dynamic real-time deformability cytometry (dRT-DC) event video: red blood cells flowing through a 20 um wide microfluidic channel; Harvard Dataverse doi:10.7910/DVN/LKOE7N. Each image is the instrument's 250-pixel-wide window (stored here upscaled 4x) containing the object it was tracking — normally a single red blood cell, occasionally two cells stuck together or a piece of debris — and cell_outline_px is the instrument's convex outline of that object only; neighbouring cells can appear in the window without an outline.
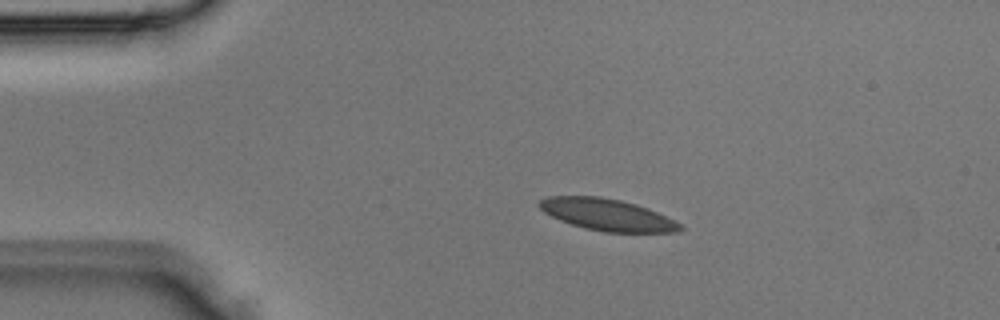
{"species": "Egyptian fruit bat (a non-hibernating species)", "species_latin": "Rousettus aegyptiacus", "temperature_condition": "room temperature", "stored_images_in_passage": 2, "camera_frame_rate_fps": 3000, "um_per_image_px": 0.085, "animal": {"sex": "male"}, "frame": {"image": 1, "passage_image": 1, "time_ms": 0.0, "image_size_px": [1000, 320], "cell_outline_px": [[684, 228], [676, 232], [604, 232], [584, 228], [560, 220], [544, 212], [540, 208], [540, 200], [548, 196], [600, 196], [620, 200], [636, 204], [656, 212], [680, 224]], "centroid_in_image_um": [51.59, 18.25], "position_along_channel_um": 33.4, "area_um2": 25.66}}